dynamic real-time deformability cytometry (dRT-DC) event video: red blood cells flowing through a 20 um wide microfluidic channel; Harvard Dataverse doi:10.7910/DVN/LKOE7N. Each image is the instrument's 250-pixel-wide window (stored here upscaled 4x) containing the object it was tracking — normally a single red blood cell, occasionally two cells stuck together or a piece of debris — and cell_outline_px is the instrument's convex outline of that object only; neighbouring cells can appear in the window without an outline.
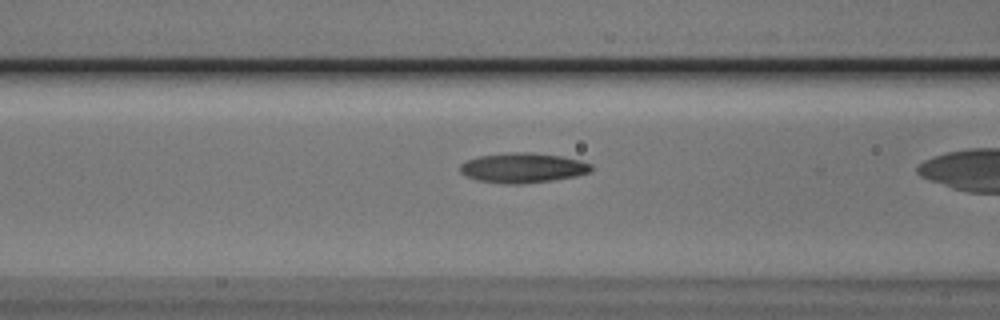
{"species": "Egyptian fruit bat (a non-hibernating species)", "species_latin": "Rousettus aegyptiacus", "temperature_condition": "cold", "stored_images_in_passage": 28, "camera_frame_rate_fps": 3000, "um_per_image_px": 0.085, "animal": {"sex": "male"}, "frame": {"image": 1, "passage_image": 8, "time_ms": 2.333, "image_size_px": [1000, 320], "cell_outline_px": [[592, 172], [576, 176], [552, 180], [520, 184], [508, 184], [476, 180], [460, 172], [460, 164], [468, 160], [480, 156], [508, 152], [528, 152], [560, 156], [580, 160], [592, 164]], "centroid_in_image_um": [44.46, 14.27], "position_along_channel_um": 122.1, "area_um2": 22.77}}